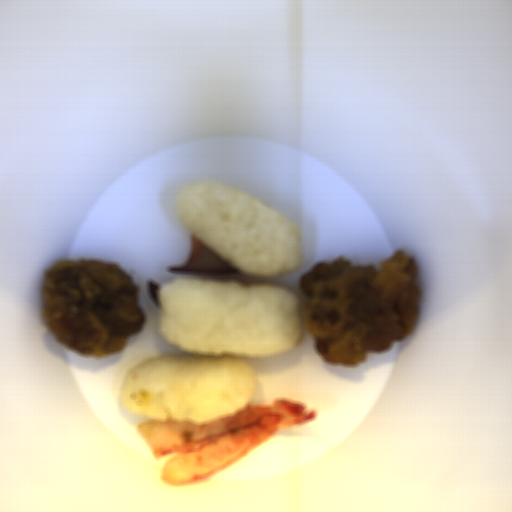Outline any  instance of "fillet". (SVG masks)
<instances>
[{"mask_svg":"<svg viewBox=\"0 0 512 512\" xmlns=\"http://www.w3.org/2000/svg\"><path fill=\"white\" fill-rule=\"evenodd\" d=\"M163 286H164V284L160 283L159 281L150 280V279L147 284L149 297L158 310H159V291L161 290V288Z\"/></svg>","mask_w":512,"mask_h":512,"instance_id":"2","label":"fillet"},{"mask_svg":"<svg viewBox=\"0 0 512 512\" xmlns=\"http://www.w3.org/2000/svg\"><path fill=\"white\" fill-rule=\"evenodd\" d=\"M167 271L175 275L200 276L205 280L274 285L272 277H251L231 266L192 230L187 261Z\"/></svg>","mask_w":512,"mask_h":512,"instance_id":"1","label":"fillet"}]
</instances>
